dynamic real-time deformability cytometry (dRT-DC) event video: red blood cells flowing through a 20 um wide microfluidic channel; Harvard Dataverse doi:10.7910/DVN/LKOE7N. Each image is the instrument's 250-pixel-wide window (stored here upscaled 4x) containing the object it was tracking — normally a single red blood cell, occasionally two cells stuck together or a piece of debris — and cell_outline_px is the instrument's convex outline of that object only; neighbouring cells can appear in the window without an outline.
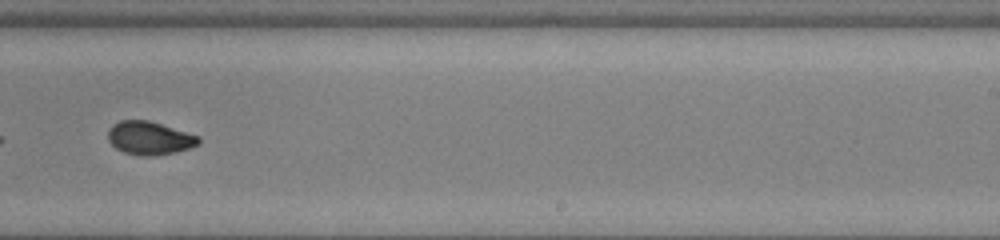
{"species": "common noctule bat (a hibernating species)", "species_latin": "Nyctalus noctula", "temperature_condition": "room temperature", "stored_images_in_passage": 35, "camera_frame_rate_fps": 3000, "um_per_image_px": 0.085, "animal": {"sex": "female", "body_mass_g": 22.0, "forearm_length_mm": 56.7}, "frame": {"image": 1, "passage_image": 20, "time_ms": 6.333, "image_size_px": [1000, 240], "cell_outline_px": [[200, 144], [176, 152], [152, 156], [140, 156], [124, 152], [116, 148], [108, 140], [108, 132], [112, 124], [120, 120], [148, 120], [200, 136]], "centroid_in_image_um": [12.71, 11.74], "position_along_channel_um": 276.3, "area_um2": 17.57}, "authors_computed_cell_mechanics": {"area_um2": 18.0914, "velocity_mm_per_s": 3.8891, "shape_relaxation_time_tau1_ms": 4.2369, "shape_relaxation_time_tau2_ms": 1.8034, "deformation_change_tau1": 0.1314, "deformation_change_tau2": 0.0581}}